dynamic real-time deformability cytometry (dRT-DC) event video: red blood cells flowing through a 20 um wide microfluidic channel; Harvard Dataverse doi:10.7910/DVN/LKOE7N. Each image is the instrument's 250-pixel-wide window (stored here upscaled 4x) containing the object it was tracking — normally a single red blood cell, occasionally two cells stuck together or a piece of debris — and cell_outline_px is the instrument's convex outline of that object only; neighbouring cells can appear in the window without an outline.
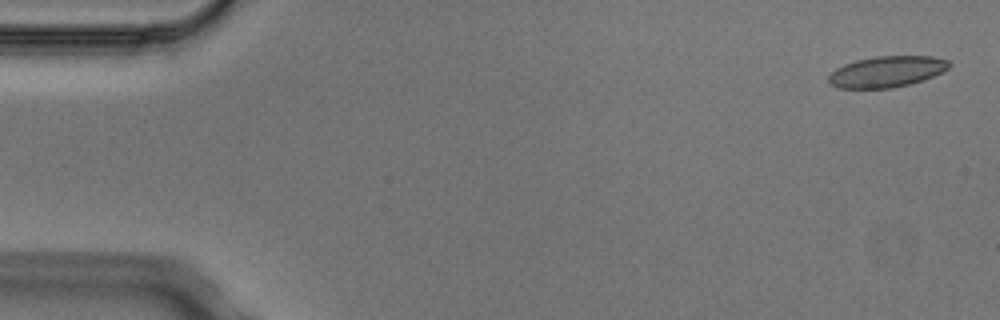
{"species": "Egyptian fruit bat (a non-hibernating species)", "species_latin": "Rousettus aegyptiacus", "temperature_condition": "cold", "stored_images_in_passage": 6, "camera_frame_rate_fps": 3000, "um_per_image_px": 0.085, "animal": {"sex": "male"}, "frame": {"image": 1, "passage_image": 1, "time_ms": 0.0, "image_size_px": [1000, 320], "cell_outline_px": [[952, 64], [948, 68], [924, 80], [892, 88], [840, 88], [828, 84], [828, 76], [836, 68], [844, 64], [856, 60], [876, 56], [932, 56], [948, 60]], "centroid_in_image_um": [75.35, 6.09], "position_along_channel_um": 9.6, "area_um2": 21.79}}
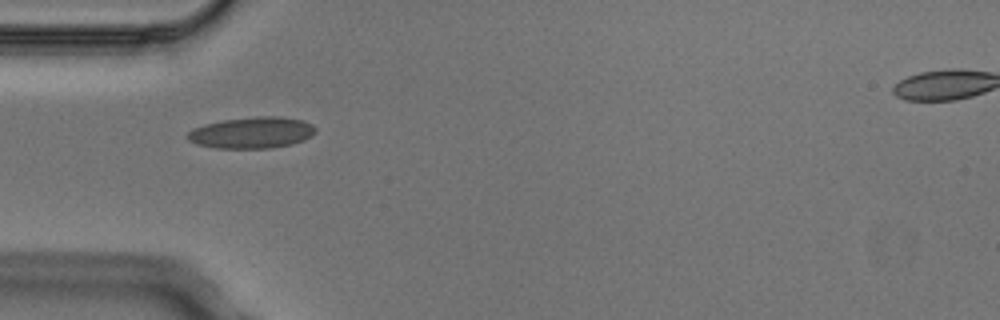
{"frame": {"image": 2, "passage_image": 5, "time_ms": 1.333, "image_size_px": [1000, 320], "cell_outline_px": [[316, 132], [312, 136], [304, 140], [292, 144], [272, 148], [216, 148], [196, 144], [188, 140], [184, 136], [192, 128], [204, 124], [224, 120], [256, 116], [280, 116], [304, 120], [312, 124], [316, 128]], "centroid_in_image_um": [21.41, 11.27], "position_along_channel_um": 63.6, "area_um2": 23.7}}
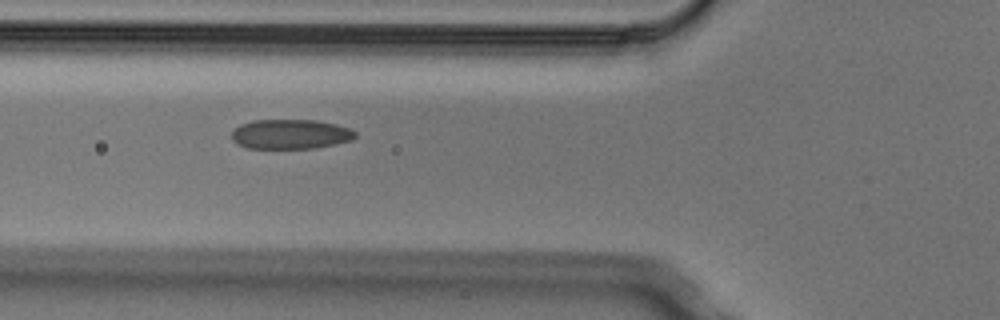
{"frame": {"image": 3, "passage_image": 6, "time_ms": 1.667, "image_size_px": [1000, 320], "cell_outline_px": [[356, 136], [352, 140], [336, 144], [316, 148], [244, 148], [236, 144], [232, 140], [232, 132], [240, 124], [252, 120], [316, 120], [336, 124], [348, 128], [356, 132]], "centroid_in_image_um": [24.68, 11.41], "position_along_channel_um": 101.1, "area_um2": 21.5}}